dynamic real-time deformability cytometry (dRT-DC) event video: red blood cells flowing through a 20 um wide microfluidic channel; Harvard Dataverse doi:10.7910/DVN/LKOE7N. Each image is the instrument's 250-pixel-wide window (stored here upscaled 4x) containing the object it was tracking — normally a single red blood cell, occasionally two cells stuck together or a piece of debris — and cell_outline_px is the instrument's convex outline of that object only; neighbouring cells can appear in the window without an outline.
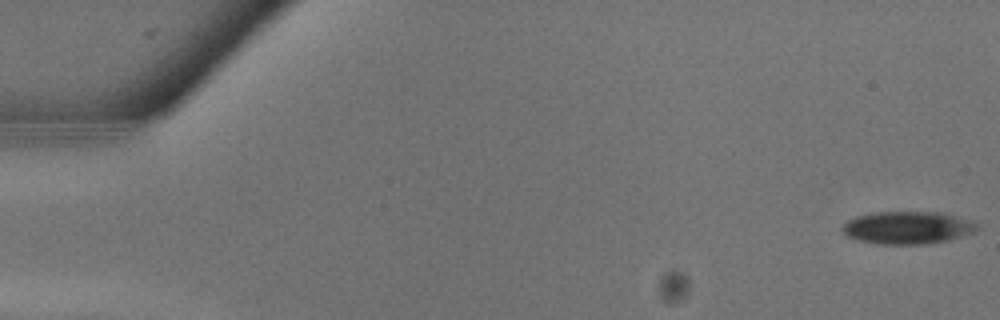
{"species": "common noctule bat (a hibernating species)", "species_latin": "Nyctalus noctula", "temperature_condition": "warm", "stored_images_in_passage": 28, "camera_frame_rate_fps": 3000, "um_per_image_px": 0.085, "animal": {"sex": "male", "body_mass_g": 13.3}, "frame": {"image": 1, "passage_image": 1, "time_ms": 0.0, "image_size_px": [1000, 320], "cell_outline_px": [[980, 228], [972, 232], [948, 240], [924, 244], [876, 244], [860, 240], [848, 236], [840, 228], [848, 220], [856, 216], [872, 212], [940, 212], [968, 220], [976, 224]], "centroid_in_image_um": [77.1, 19.35], "position_along_channel_um": 7.9, "area_um2": 25.32}}
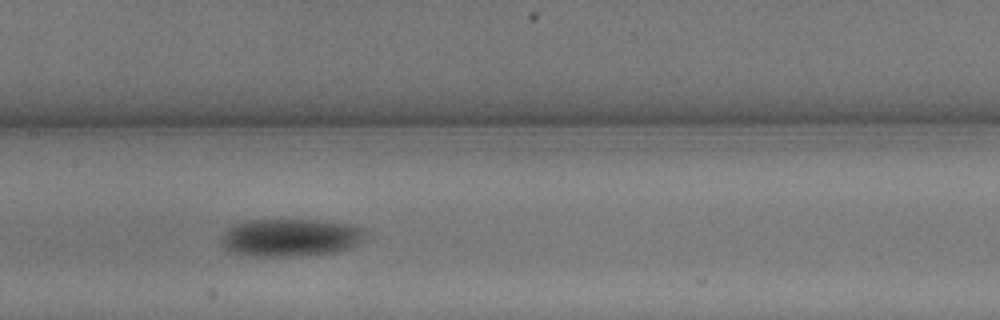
{"frame": {"image": 2, "passage_image": 14, "time_ms": 4.333, "image_size_px": [1000, 320], "cell_outline_px": [[364, 236], [352, 248], [336, 252], [300, 256], [236, 256], [228, 252], [220, 244], [220, 236], [232, 224], [244, 220], [320, 220], [348, 224], [364, 228]], "centroid_in_image_um": [24.58, 20.21], "position_along_channel_um": 182.8, "area_um2": 32.31}}
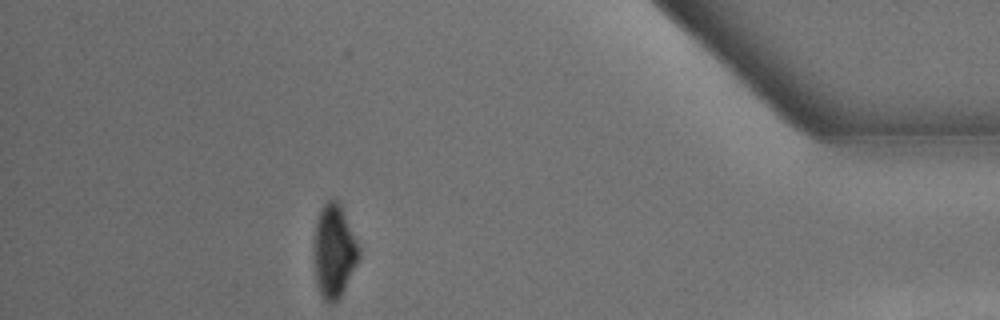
{"frame": {"image": 3, "passage_image": 25, "time_ms": 8.0, "image_size_px": [1000, 320], "cell_outline_px": [[360, 256], [336, 304], [328, 304], [324, 300], [316, 284], [312, 244], [316, 220], [324, 204], [328, 200], [340, 200], [360, 248]], "centroid_in_image_um": [28.37, 21.33], "position_along_channel_um": 406.8, "area_um2": 24.85}}